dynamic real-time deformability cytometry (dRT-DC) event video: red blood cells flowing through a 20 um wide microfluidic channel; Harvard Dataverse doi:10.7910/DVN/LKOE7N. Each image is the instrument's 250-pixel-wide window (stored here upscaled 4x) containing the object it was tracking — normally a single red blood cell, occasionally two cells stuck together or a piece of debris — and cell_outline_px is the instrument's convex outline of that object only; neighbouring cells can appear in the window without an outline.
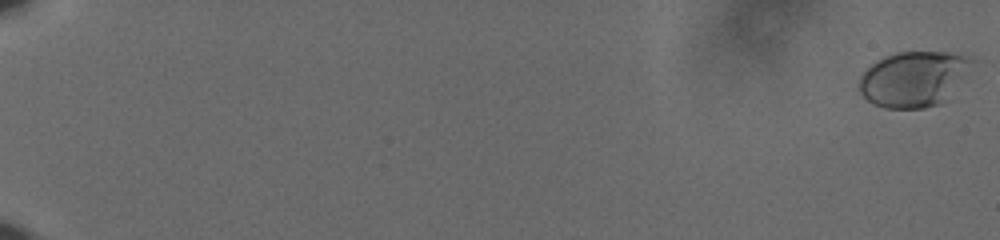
{"species": "human", "species_latin": "Homo sapiens", "temperature_condition": "cold", "stored_images_in_passage": 62, "camera_frame_rate_fps": 3000, "um_per_image_px": 0.085, "donor": {"sex": "male"}, "frame": {"image": 1, "passage_image": 1, "time_ms": 0.0, "image_size_px": [1000, 240], "cell_outline_px": [[980, 60], [940, 104], [924, 108], [884, 108], [872, 104], [860, 92], [860, 76], [876, 60], [884, 56], [896, 52], [948, 52], [968, 56]], "centroid_in_image_um": [77.71, 6.68], "position_along_channel_um": 7.3, "area_um2": 36.59}}
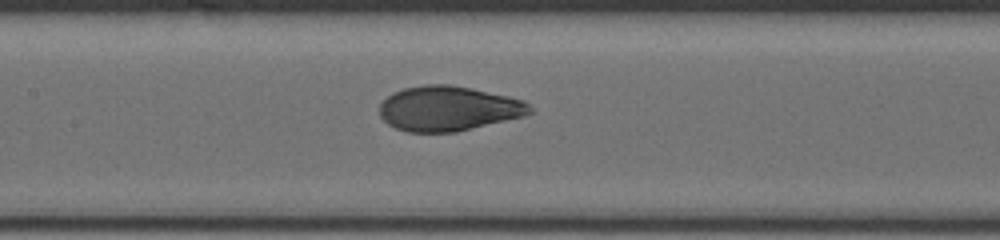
{"frame": {"image": 2, "passage_image": 34, "time_ms": 11.0, "image_size_px": [1000, 240], "cell_outline_px": [[532, 112], [524, 116], [456, 132], [408, 132], [396, 128], [388, 124], [380, 116], [380, 104], [392, 92], [404, 88], [424, 84], [448, 84], [472, 88], [508, 96], [524, 100], [532, 108]], "centroid_in_image_um": [38.11, 9.22], "position_along_channel_um": 169.3, "area_um2": 39.3}}
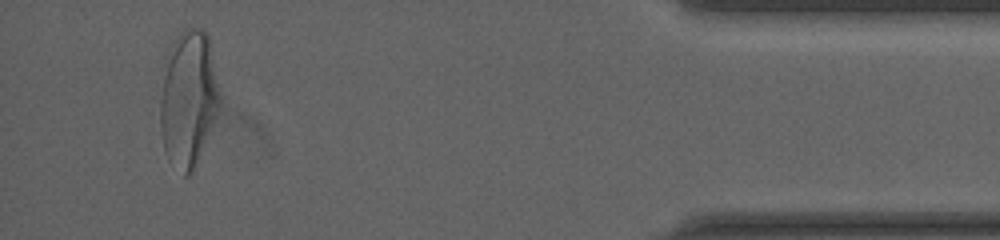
{"frame": {"image": 3, "passage_image": 59, "time_ms": 19.333, "image_size_px": [1000, 240], "cell_outline_px": [[224, 104], [196, 168], [188, 176], [184, 176], [168, 160], [164, 148], [160, 124], [160, 100], [164, 80], [172, 44], [180, 32], [184, 28], [204, 28], [208, 36], [224, 100]], "centroid_in_image_um": [16.11, 8.46], "position_along_channel_um": 419.1, "area_um2": 48.26}, "authors_computed_cell_mechanics": {"area_um2": 39.2751, "velocity_mm_per_s": 3.6191, "shape_relaxation_time_tau1_ms": 4.362, "shape_relaxation_time_tau2_ms": 0.6872, "deformation_change_tau1": 0.1781, "deformation_change_tau2": 0.0608}}